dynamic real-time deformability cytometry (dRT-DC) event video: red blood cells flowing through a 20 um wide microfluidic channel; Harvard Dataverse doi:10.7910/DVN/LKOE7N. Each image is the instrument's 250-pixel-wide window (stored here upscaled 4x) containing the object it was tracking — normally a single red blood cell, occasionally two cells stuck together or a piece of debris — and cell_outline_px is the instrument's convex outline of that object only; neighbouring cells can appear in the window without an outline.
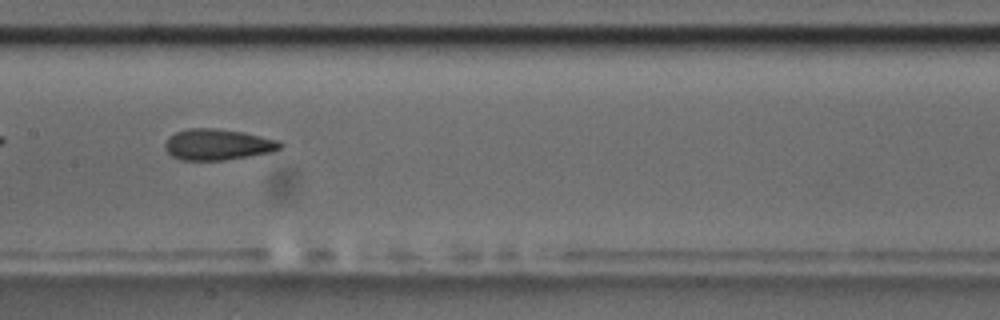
{"species": "common noctule bat (a hibernating species)", "species_latin": "Nyctalus noctula", "temperature_condition": "room temperature", "stored_images_in_passage": 39, "camera_frame_rate_fps": 3000, "um_per_image_px": 0.085, "animal": {"sex": "male", "body_mass_g": 17.5, "forearm_length_mm": 52.3}, "frame": {"image": 1, "passage_image": 12, "time_ms": 3.667, "image_size_px": [1000, 320], "cell_outline_px": [[284, 144], [280, 148], [272, 152], [224, 160], [180, 160], [172, 156], [164, 148], [164, 144], [168, 136], [176, 132], [188, 128], [212, 128], [244, 132], [280, 140]], "centroid_in_image_um": [18.5, 12.28], "position_along_channel_um": 188.9, "area_um2": 20.98}, "authors_computed_cell_mechanics": {"area_um2": 20.4612, "velocity_mm_per_s": 3.7096, "shape_relaxation_time_tau1_ms": null, "shape_relaxation_time_tau2_ms": 2.4815, "deformation_change_tau1": null, "deformation_change_tau2": 0.0916}}